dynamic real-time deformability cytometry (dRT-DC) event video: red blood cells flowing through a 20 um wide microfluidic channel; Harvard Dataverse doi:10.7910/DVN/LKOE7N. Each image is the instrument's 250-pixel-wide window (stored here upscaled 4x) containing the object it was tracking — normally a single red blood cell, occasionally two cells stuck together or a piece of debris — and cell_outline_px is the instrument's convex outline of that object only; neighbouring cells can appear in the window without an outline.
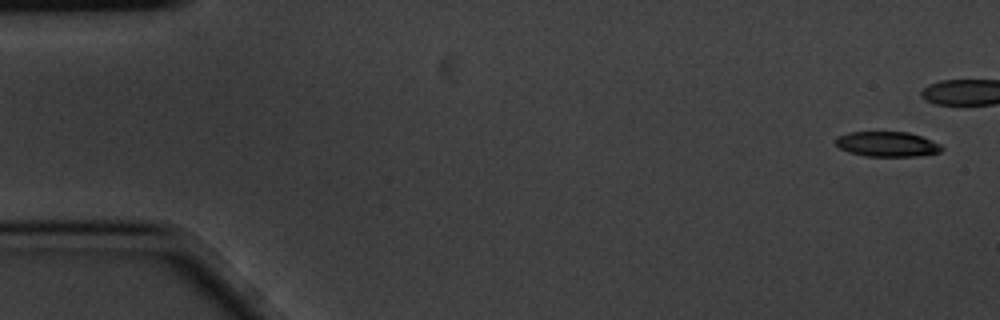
{"species": "common noctule bat (a hibernating species)", "species_latin": "Nyctalus noctula", "temperature_condition": "cold", "stored_images_in_passage": 6, "camera_frame_rate_fps": 3000, "um_per_image_px": 0.085, "animal": {"sex": "male", "body_mass_g": 20.1, "forearm_length_mm": 53.5}, "frame": {"image": 1, "passage_image": 1, "time_ms": 0.0, "image_size_px": [1000, 320], "cell_outline_px": [[944, 148], [940, 152], [920, 156], [864, 156], [848, 152], [840, 148], [836, 144], [836, 136], [848, 132], [908, 132], [920, 136], [940, 144]], "centroid_in_image_um": [75.39, 12.25], "position_along_channel_um": 9.6, "area_um2": 15.49}}
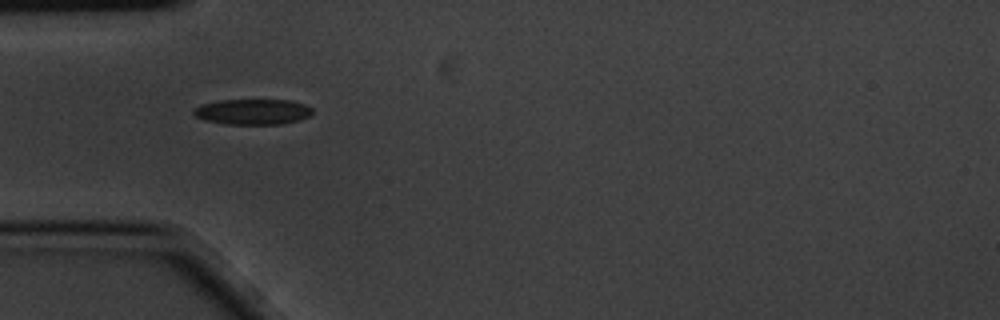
{"frame": {"image": 2, "passage_image": 5, "time_ms": 1.333, "image_size_px": [1000, 320], "cell_outline_px": [[312, 112], [308, 116], [300, 120], [280, 124], [228, 124], [204, 120], [196, 116], [192, 112], [196, 108], [204, 104], [220, 100], [288, 100], [304, 104], [312, 108]], "centroid_in_image_um": [21.5, 9.5], "position_along_channel_um": 63.5, "area_um2": 17.46}}